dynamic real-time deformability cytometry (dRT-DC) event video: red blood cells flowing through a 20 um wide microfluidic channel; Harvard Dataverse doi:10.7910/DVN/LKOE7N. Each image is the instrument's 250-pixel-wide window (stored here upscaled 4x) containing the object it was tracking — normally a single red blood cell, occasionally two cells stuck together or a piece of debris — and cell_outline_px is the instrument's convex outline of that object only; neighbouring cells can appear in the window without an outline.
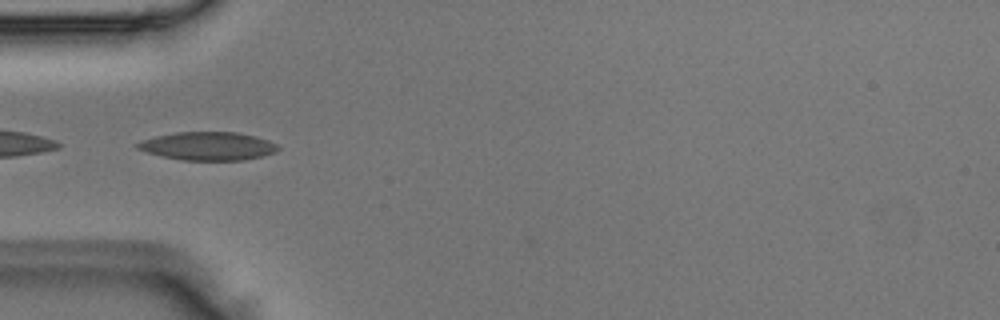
{"species": "Egyptian fruit bat (a non-hibernating species)", "species_latin": "Rousettus aegyptiacus", "temperature_condition": "room temperature", "stored_images_in_passage": 4, "camera_frame_rate_fps": 3000, "um_per_image_px": 0.085, "animal": {"sex": "male"}, "frame": {"image": 1, "passage_image": 4, "time_ms": 1.0, "image_size_px": [1000, 320], "cell_outline_px": [[280, 148], [276, 152], [244, 160], [184, 160], [164, 156], [148, 152], [136, 148], [136, 144], [144, 140], [156, 136], [176, 132], [236, 132], [256, 136], [268, 140], [276, 144]], "centroid_in_image_um": [17.71, 12.41], "position_along_channel_um": 67.3, "area_um2": 22.89}}